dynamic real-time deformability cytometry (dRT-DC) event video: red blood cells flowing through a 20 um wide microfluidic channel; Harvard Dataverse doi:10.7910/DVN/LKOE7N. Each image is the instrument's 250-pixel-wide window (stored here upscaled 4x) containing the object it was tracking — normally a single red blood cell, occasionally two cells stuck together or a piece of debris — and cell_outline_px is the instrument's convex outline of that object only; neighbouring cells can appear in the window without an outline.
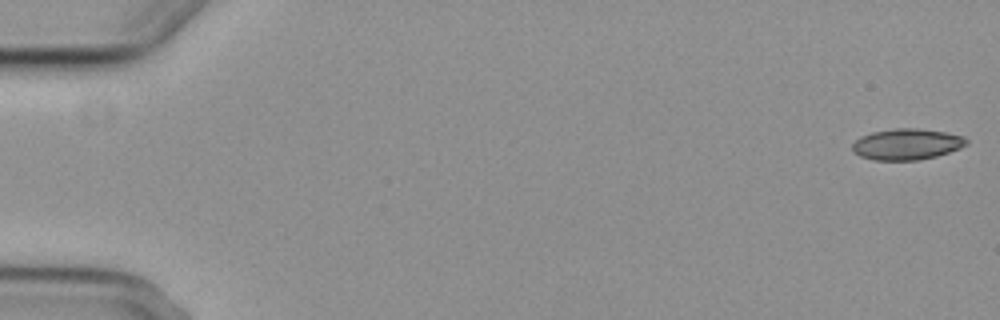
{"species": "common noctule bat (a hibernating species)", "species_latin": "Nyctalus noctula", "temperature_condition": "cold", "stored_images_in_passage": 7, "segment_of_instrument_passage": [1, 2], "camera_frame_rate_fps": 3000, "um_per_image_px": 0.085, "animal": {"sex": "female", "body_mass_g": 29.2, "forearm_length_mm": 56.3}, "frame": {"image": 1, "passage_image": 1, "time_ms": 0.0, "image_size_px": [1000, 320], "cell_outline_px": [[968, 144], [960, 148], [936, 156], [920, 160], [872, 160], [860, 156], [852, 152], [852, 144], [860, 136], [872, 132], [896, 128], [916, 128], [944, 132], [964, 136], [968, 140]], "centroid_in_image_um": [77.06, 12.26], "position_along_channel_um": 7.9, "area_um2": 20.75}}
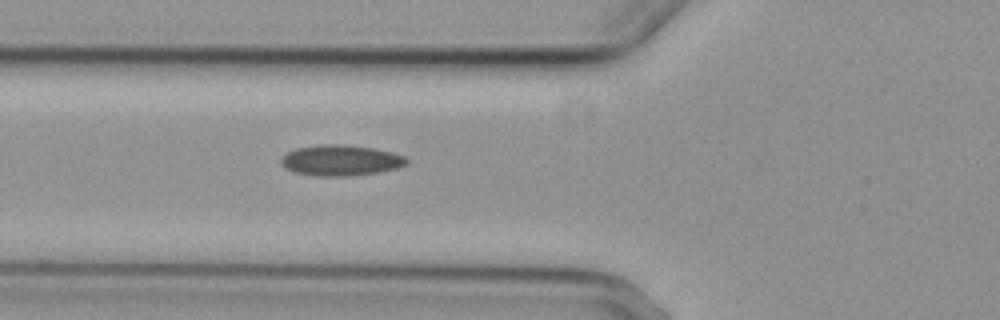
{"frame": {"image": 2, "passage_image": 6, "time_ms": 6.667, "image_size_px": [1000, 320], "cell_outline_px": [[408, 164], [400, 168], [380, 172], [348, 176], [316, 176], [292, 172], [284, 168], [280, 164], [280, 160], [288, 152], [296, 148], [324, 144], [340, 144], [372, 148], [392, 152], [404, 156], [408, 160]], "centroid_in_image_um": [28.97, 13.64], "position_along_channel_um": 96.8, "area_um2": 22.66}}